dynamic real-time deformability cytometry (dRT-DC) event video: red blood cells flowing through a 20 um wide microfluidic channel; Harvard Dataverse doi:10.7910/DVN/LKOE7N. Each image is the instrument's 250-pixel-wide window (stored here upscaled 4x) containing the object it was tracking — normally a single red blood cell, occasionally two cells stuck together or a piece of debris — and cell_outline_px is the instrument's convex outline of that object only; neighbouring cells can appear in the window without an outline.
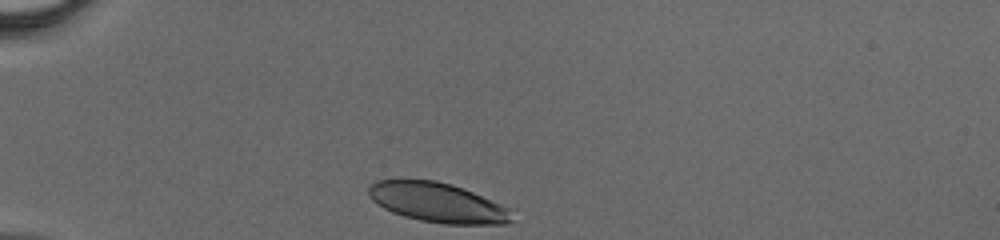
{"species": "human", "species_latin": "Homo sapiens", "temperature_condition": "cold", "stored_images_in_passage": 27, "camera_frame_rate_fps": 3000, "um_per_image_px": 0.085, "donor": {"sex": "male"}, "frame": {"image": 1, "passage_image": 1, "time_ms": 0.0, "image_size_px": [1000, 240], "cell_outline_px": [[516, 220], [508, 224], [444, 224], [420, 220], [404, 216], [392, 212], [376, 204], [368, 196], [368, 188], [376, 180], [436, 180], [452, 184], [516, 208]], "centroid_in_image_um": [37.34, 17.23], "position_along_channel_um": 47.7, "area_um2": 33.93}}
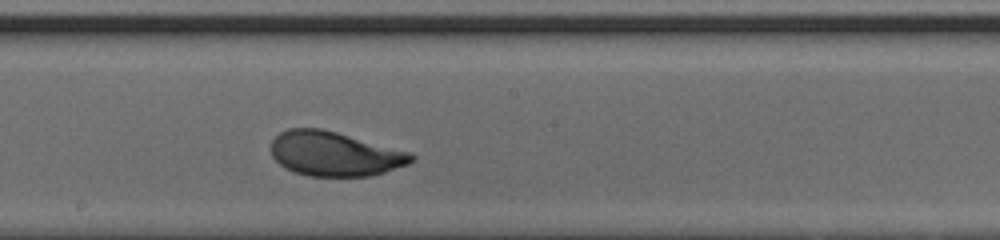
{"frame": {"image": 2, "passage_image": 15, "time_ms": 4.667, "image_size_px": [1000, 240], "cell_outline_px": [[416, 156], [408, 164], [372, 176], [308, 176], [296, 172], [280, 164], [272, 156], [272, 140], [280, 132], [288, 128], [320, 128], [336, 132], [412, 152]], "centroid_in_image_um": [28.46, 13.07], "position_along_channel_um": 219.7, "area_um2": 36.18}}
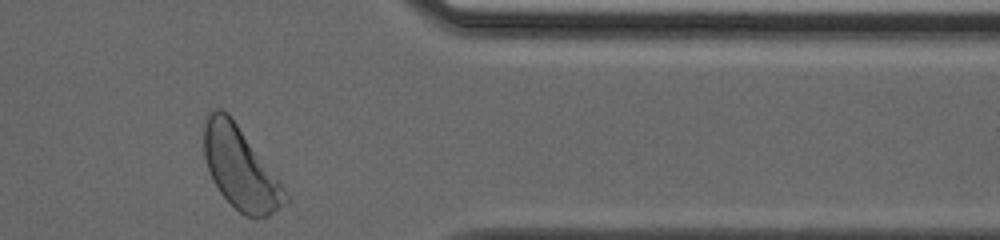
{"frame": {"image": 3, "passage_image": 27, "time_ms": 8.667, "image_size_px": [1000, 240], "cell_outline_px": [[288, 200], [268, 216], [244, 216], [220, 192], [212, 180], [208, 172], [204, 156], [204, 124], [212, 108], [220, 108], [228, 112], [280, 184], [288, 196]], "centroid_in_image_um": [20.35, 14.27], "position_along_channel_um": 391.0, "area_um2": 37.57}}